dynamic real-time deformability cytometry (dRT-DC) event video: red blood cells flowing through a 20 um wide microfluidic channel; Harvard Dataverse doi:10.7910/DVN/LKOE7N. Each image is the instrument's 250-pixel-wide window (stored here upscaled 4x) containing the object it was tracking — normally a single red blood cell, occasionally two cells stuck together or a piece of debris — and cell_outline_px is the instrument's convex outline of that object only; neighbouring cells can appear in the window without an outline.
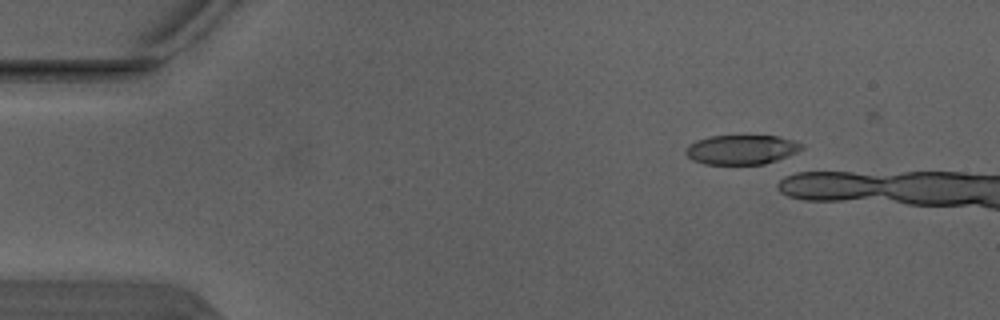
{"species": "Egyptian fruit bat (a non-hibernating species)", "species_latin": "Rousettus aegyptiacus", "temperature_condition": "warm", "stored_images_in_passage": 4, "camera_frame_rate_fps": 3000, "um_per_image_px": 0.085, "animal": {"sex": "male"}, "frame": {"image": 1, "passage_image": 2, "time_ms": 0.333, "image_size_px": [1000, 320], "cell_outline_px": [[804, 148], [788, 156], [764, 164], [704, 164], [692, 160], [684, 152], [684, 148], [688, 144], [696, 140], [708, 136], [780, 136], [804, 144]], "centroid_in_image_um": [63.0, 12.71], "position_along_channel_um": 22.0, "area_um2": 20.06}}